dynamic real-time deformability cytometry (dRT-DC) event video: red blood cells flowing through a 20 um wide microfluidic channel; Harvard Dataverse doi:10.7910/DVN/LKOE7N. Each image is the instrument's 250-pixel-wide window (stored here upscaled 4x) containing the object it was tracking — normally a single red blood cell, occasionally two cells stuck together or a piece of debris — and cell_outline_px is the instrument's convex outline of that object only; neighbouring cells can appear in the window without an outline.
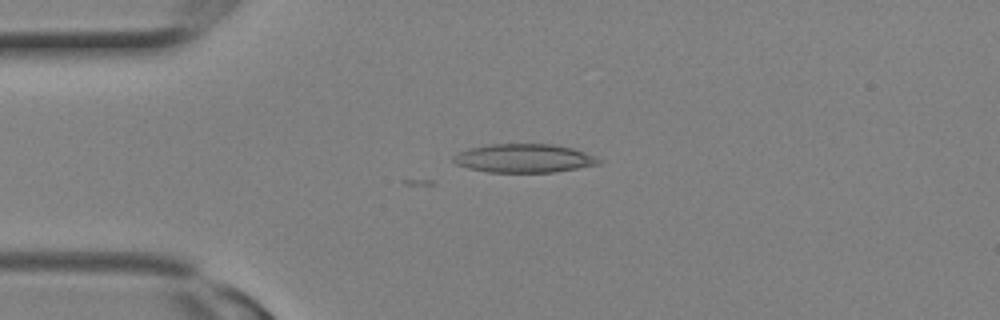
{"species": "Egyptian fruit bat (a non-hibernating species)", "species_latin": "Rousettus aegyptiacus", "temperature_condition": "room temperature", "stored_images_in_passage": 3, "camera_frame_rate_fps": 3000, "um_per_image_px": 0.085, "animal": {"sex": "female"}, "frame": {"image": 1, "passage_image": 3, "time_ms": 0.667, "image_size_px": [1000, 320], "cell_outline_px": [[604, 160], [600, 164], [552, 172], [488, 172], [468, 168], [456, 164], [452, 160], [452, 156], [468, 148], [488, 144], [552, 144], [572, 148], [596, 156]], "centroid_in_image_um": [44.54, 13.45], "position_along_channel_um": 40.5, "area_um2": 24.28}}